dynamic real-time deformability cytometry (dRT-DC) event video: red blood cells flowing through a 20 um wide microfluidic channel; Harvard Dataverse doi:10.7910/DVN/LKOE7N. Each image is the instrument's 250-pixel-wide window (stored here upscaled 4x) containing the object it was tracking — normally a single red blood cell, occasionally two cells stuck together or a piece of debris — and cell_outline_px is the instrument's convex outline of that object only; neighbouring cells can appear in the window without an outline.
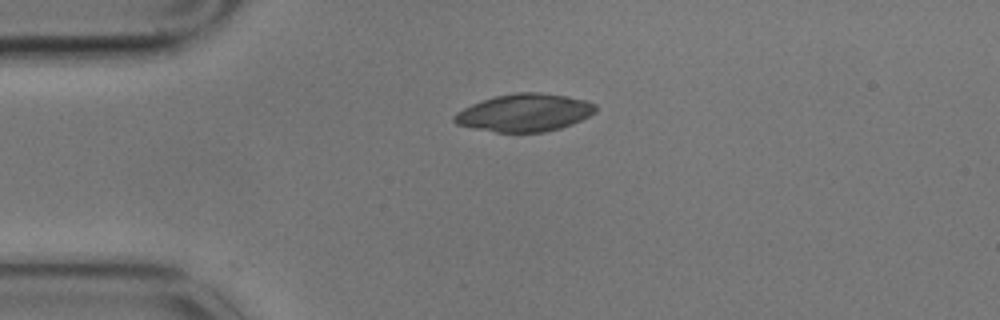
{"species": "common noctule bat (a hibernating species)", "species_latin": "Nyctalus noctula", "temperature_condition": "cold", "stored_images_in_passage": 2, "camera_frame_rate_fps": 3000, "um_per_image_px": 0.085, "animal": {"sex": "male", "body_mass_g": 17.9}, "frame": {"image": 1, "passage_image": 1, "time_ms": 0.0, "image_size_px": [1000, 320], "cell_outline_px": [[596, 112], [572, 124], [560, 128], [544, 132], [496, 132], [472, 128], [456, 124], [452, 120], [452, 116], [456, 112], [472, 104], [496, 96], [516, 92], [540, 92], [568, 96], [584, 100], [596, 104]], "centroid_in_image_um": [44.57, 9.58], "position_along_channel_um": 40.4, "area_um2": 30.98}}